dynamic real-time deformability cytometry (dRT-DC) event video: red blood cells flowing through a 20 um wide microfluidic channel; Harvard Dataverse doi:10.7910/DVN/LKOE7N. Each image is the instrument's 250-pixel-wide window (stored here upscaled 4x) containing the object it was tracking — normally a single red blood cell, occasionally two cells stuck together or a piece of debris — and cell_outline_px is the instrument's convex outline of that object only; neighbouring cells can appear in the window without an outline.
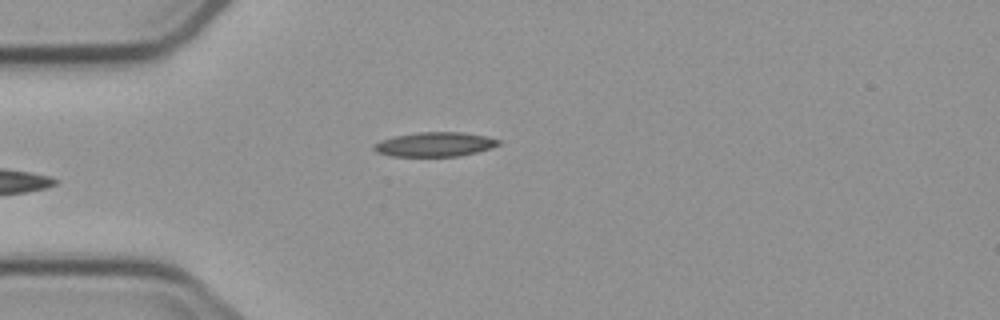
{"species": "common noctule bat (a hibernating species)", "species_latin": "Nyctalus noctula", "temperature_condition": "cold", "stored_images_in_passage": 4, "camera_frame_rate_fps": 3000, "um_per_image_px": 0.085, "animal": {"sex": "male", "body_mass_g": 23.1, "forearm_length_mm": 52.7}, "frame": {"image": 1, "passage_image": 4, "time_ms": 4.333, "image_size_px": [1000, 320], "cell_outline_px": [[500, 144], [492, 148], [460, 156], [392, 156], [376, 152], [372, 148], [380, 140], [392, 136], [416, 132], [464, 132], [488, 136], [500, 140]], "centroid_in_image_um": [36.97, 12.26], "position_along_channel_um": 48.0, "area_um2": 17.86}}